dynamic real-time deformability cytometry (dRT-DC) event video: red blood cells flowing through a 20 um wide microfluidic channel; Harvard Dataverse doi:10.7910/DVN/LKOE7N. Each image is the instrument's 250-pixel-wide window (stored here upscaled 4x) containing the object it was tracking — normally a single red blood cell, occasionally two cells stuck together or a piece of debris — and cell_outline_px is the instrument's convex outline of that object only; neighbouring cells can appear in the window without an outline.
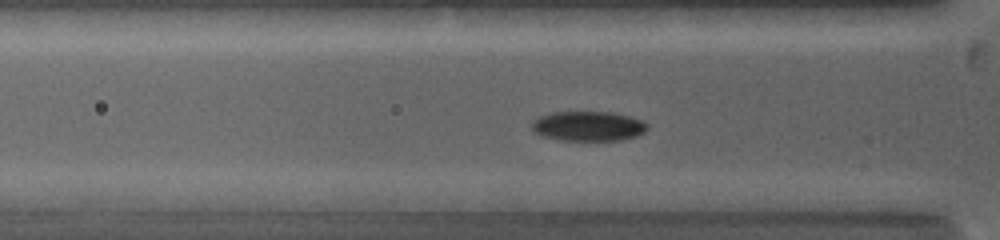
{"species": "common noctule bat (a hibernating species)", "species_latin": "Nyctalus noctula", "temperature_condition": "warm", "stored_images_in_passage": 36, "camera_frame_rate_fps": 5000, "um_per_image_px": 0.085, "animal": {"sex": "female", "body_mass_g": 19.0, "forearm_length_mm": 53.3}, "frame": {"image": 1, "passage_image": 9, "time_ms": 2.8, "image_size_px": [1000, 240], "cell_outline_px": [[648, 128], [644, 132], [636, 136], [620, 140], [560, 140], [544, 136], [532, 132], [532, 120], [540, 116], [552, 112], [612, 112], [644, 120], [648, 124]], "centroid_in_image_um": [50.0, 10.71], "position_along_channel_um": 75.8, "area_um2": 20.11}}
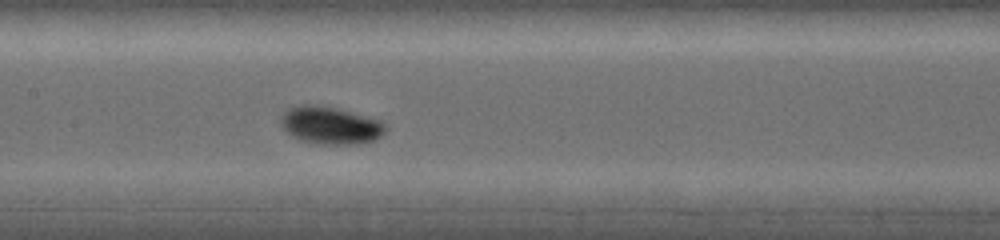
{"frame": {"image": 2, "passage_image": 16, "time_ms": 5.4, "image_size_px": [1000, 240], "cell_outline_px": [[388, 128], [376, 140], [356, 144], [320, 144], [300, 140], [292, 136], [280, 124], [280, 120], [284, 112], [288, 108], [300, 104], [316, 104], [336, 108], [380, 120], [388, 124]], "centroid_in_image_um": [28.1, 10.65], "position_along_channel_um": 179.3, "area_um2": 23.0}}
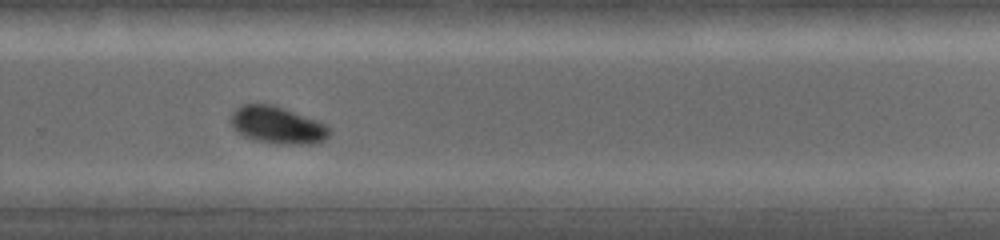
{"frame": {"image": 3, "passage_image": 25, "time_ms": 8.6, "image_size_px": [1000, 240], "cell_outline_px": [[328, 136], [324, 140], [308, 144], [276, 144], [256, 140], [244, 136], [236, 132], [228, 120], [232, 112], [240, 104], [272, 104], [324, 124], [328, 128]], "centroid_in_image_um": [23.47, 10.63], "position_along_channel_um": 306.3, "area_um2": 21.1}, "authors_computed_cell_mechanics": {"area_um2": 20.3456, "velocity_mm_per_s": 3.9766, "shape_relaxation_time_tau1_ms": 2.248, "shape_relaxation_time_tau2_ms": null, "deformation_change_tau1": 0.1451, "deformation_change_tau2": null}}